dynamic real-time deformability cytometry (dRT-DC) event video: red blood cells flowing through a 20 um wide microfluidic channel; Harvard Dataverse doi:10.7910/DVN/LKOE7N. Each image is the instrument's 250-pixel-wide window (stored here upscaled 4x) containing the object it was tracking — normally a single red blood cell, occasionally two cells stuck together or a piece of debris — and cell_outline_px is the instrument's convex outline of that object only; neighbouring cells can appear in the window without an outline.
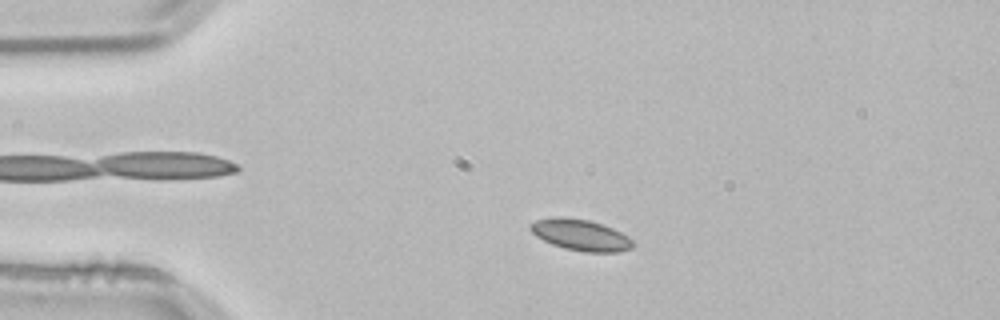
{"species": "common noctule bat (a hibernating species)", "species_latin": "Nyctalus noctula", "temperature_condition": "room temperature", "stored_images_in_passage": 44, "camera_frame_rate_fps": 3000, "um_per_image_px": 0.085, "animal": {"sex": "male", "body_mass_g": 21.5, "forearm_length_mm": 52.0}, "frame": {"image": 1, "passage_image": 1, "time_ms": 0.0, "image_size_px": [1000, 320], "cell_outline_px": [[636, 244], [632, 248], [620, 252], [584, 252], [564, 248], [552, 244], [536, 236], [528, 228], [528, 224], [536, 220], [556, 216], [560, 216], [588, 220], [612, 228], [628, 236]], "centroid_in_image_um": [49.34, 19.97], "position_along_channel_um": 35.7, "area_um2": 18.73}}
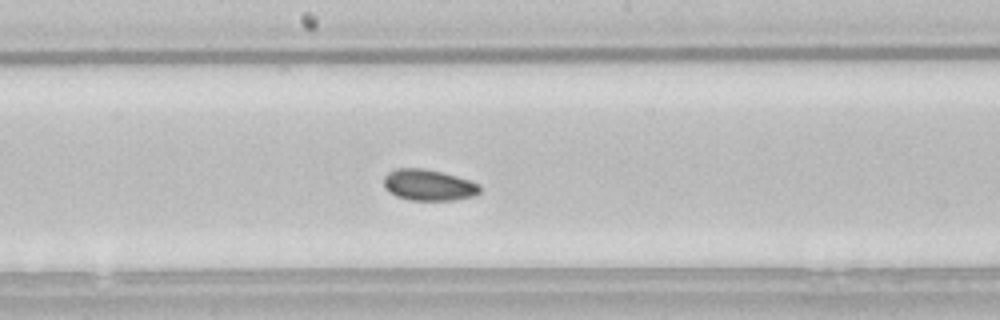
{"frame": {"image": 2, "passage_image": 18, "time_ms": 5.667, "image_size_px": [1000, 320], "cell_outline_px": [[480, 192], [472, 196], [452, 200], [408, 200], [396, 196], [388, 192], [384, 188], [384, 176], [388, 172], [400, 168], [424, 168], [456, 176], [480, 184]], "centroid_in_image_um": [36.39, 15.73], "position_along_channel_um": 211.8, "area_um2": 17.4}}
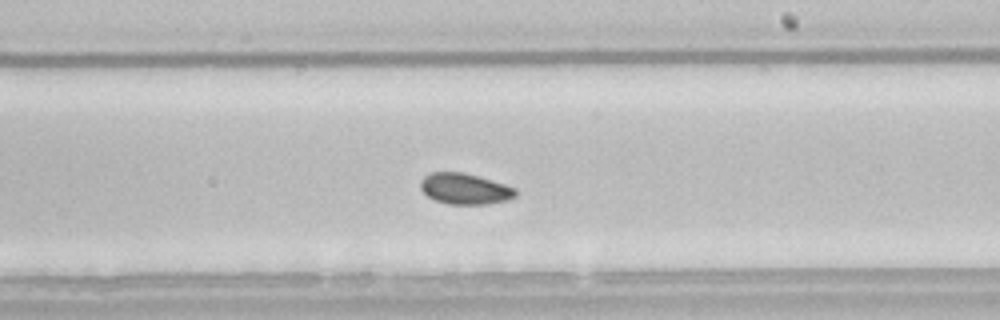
{"frame": {"image": 3, "passage_image": 21, "time_ms": 6.667, "image_size_px": [1000, 320], "cell_outline_px": [[516, 196], [504, 200], [484, 204], [448, 204], [436, 200], [428, 196], [420, 188], [420, 180], [424, 176], [432, 172], [460, 172], [476, 176], [504, 184], [516, 188]], "centroid_in_image_um": [39.47, 16.04], "position_along_channel_um": 249.5, "area_um2": 16.82}}